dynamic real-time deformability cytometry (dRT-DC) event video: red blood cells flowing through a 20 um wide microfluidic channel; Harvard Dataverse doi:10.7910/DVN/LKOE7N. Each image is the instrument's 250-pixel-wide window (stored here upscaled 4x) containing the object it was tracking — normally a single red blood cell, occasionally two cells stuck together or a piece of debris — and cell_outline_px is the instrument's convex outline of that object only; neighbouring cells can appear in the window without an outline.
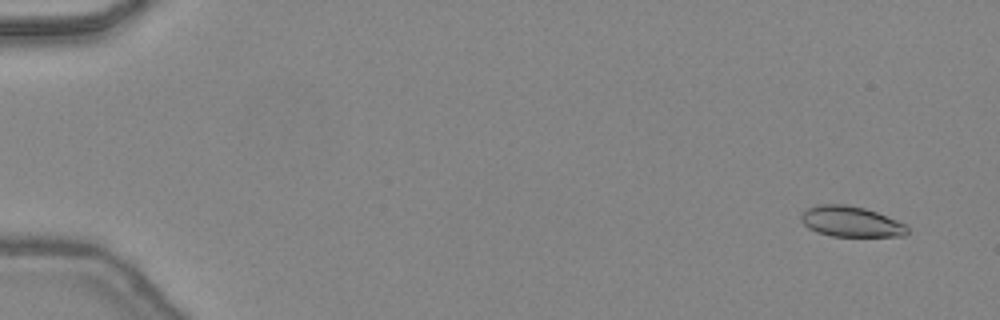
{"species": "common noctule bat (a hibernating species)", "species_latin": "Nyctalus noctula", "temperature_condition": "warm", "stored_images_in_passage": 47, "camera_frame_rate_fps": 3000, "um_per_image_px": 0.085, "animal": {"sex": "female", "body_mass_g": 24.6, "forearm_length_mm": 56.2}, "frame": {"image": 1, "passage_image": 3, "time_ms": 0.667, "image_size_px": [1000, 320], "cell_outline_px": [[908, 232], [904, 236], [832, 236], [816, 232], [808, 228], [800, 220], [800, 216], [804, 208], [816, 204], [844, 204], [864, 208], [876, 212], [908, 224]], "centroid_in_image_um": [72.3, 18.83], "position_along_channel_um": 12.7, "area_um2": 19.19}}
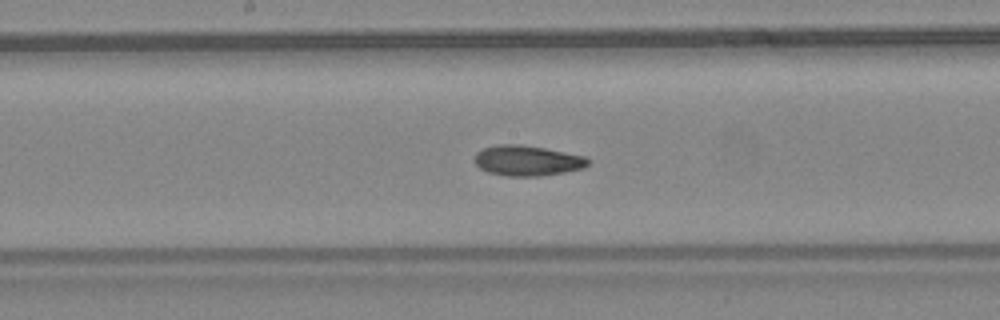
{"frame": {"image": 2, "passage_image": 26, "time_ms": 8.333, "image_size_px": [1000, 320], "cell_outline_px": [[588, 164], [584, 168], [564, 172], [540, 176], [508, 176], [488, 172], [480, 168], [476, 164], [476, 152], [484, 148], [496, 144], [520, 144], [544, 148], [584, 156], [588, 160]], "centroid_in_image_um": [44.8, 13.65], "position_along_channel_um": 203.4, "area_um2": 19.88}}
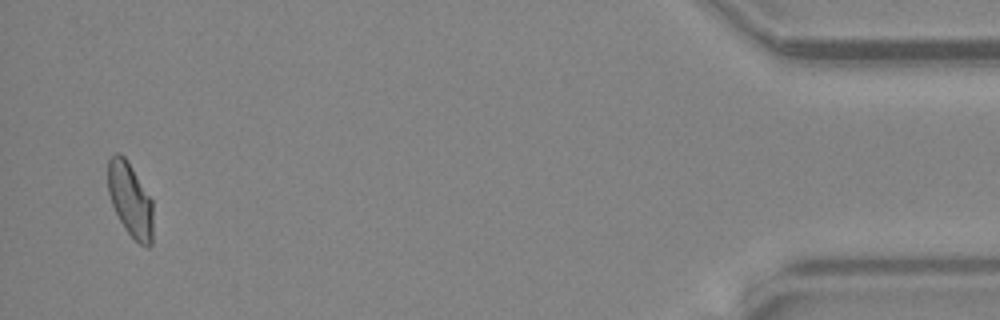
{"frame": {"image": 3, "passage_image": 46, "time_ms": 15.0, "image_size_px": [1000, 320], "cell_outline_px": [[152, 244], [148, 248], [140, 244], [124, 228], [112, 204], [108, 192], [108, 160], [116, 152], [120, 152], [124, 156], [132, 168], [152, 200]], "centroid_in_image_um": [11.07, 16.98], "position_along_channel_um": 424.1, "area_um2": 19.25}, "authors_computed_cell_mechanics": {"area_um2": 19.363, "velocity_mm_per_s": 4.4793, "shape_relaxation_time_tau1_ms": 10.0486, "shape_relaxation_time_tau2_ms": 2.8112, "deformation_change_tau1": 0.2477, "deformation_change_tau2": 0.076}}